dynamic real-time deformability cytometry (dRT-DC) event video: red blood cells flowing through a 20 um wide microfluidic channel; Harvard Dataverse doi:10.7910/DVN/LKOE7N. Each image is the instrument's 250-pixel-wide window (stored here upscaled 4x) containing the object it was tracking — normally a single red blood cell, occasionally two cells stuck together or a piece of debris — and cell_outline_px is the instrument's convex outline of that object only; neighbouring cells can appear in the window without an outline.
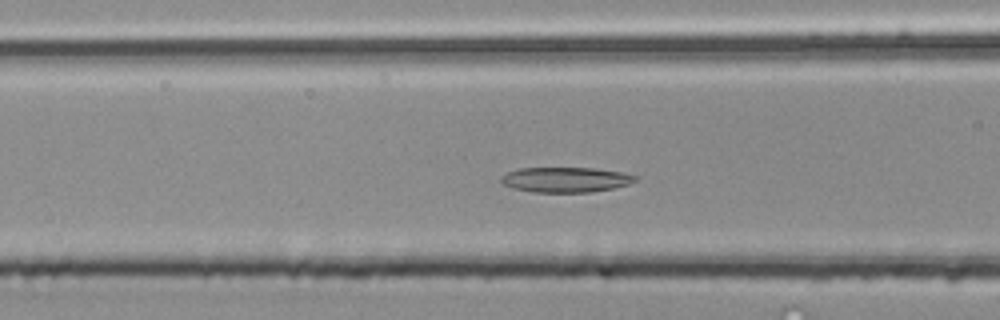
{"species": "common noctule bat (a hibernating species)", "species_latin": "Nyctalus noctula", "temperature_condition": "room temperature", "stored_images_in_passage": 46, "camera_frame_rate_fps": 3000, "um_per_image_px": 0.085, "animal": {"sex": "male", "body_mass_g": 20.4}, "frame": {"image": 1, "passage_image": 15, "time_ms": 4.667, "image_size_px": [1000, 320], "cell_outline_px": [[640, 180], [628, 184], [612, 188], [592, 192], [532, 192], [512, 188], [504, 184], [500, 180], [500, 176], [508, 172], [520, 168], [596, 168], [624, 172], [640, 176]], "centroid_in_image_um": [48.13, 15.27], "position_along_channel_um": 118.5, "area_um2": 19.88}}
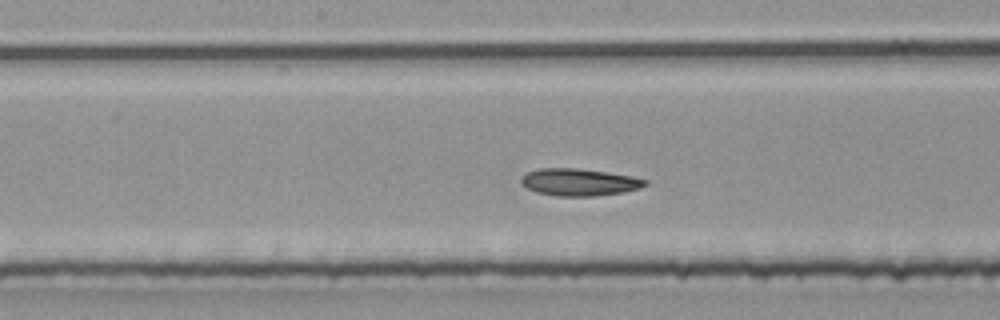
{"frame": {"image": 2, "passage_image": 21, "time_ms": 6.667, "image_size_px": [1000, 320], "cell_outline_px": [[648, 184], [640, 188], [624, 192], [592, 196], [556, 196], [536, 192], [520, 184], [520, 176], [528, 172], [540, 168], [576, 168], [632, 176], [648, 180]], "centroid_in_image_um": [49.21, 15.49], "position_along_channel_um": 199.0, "area_um2": 19.65}}
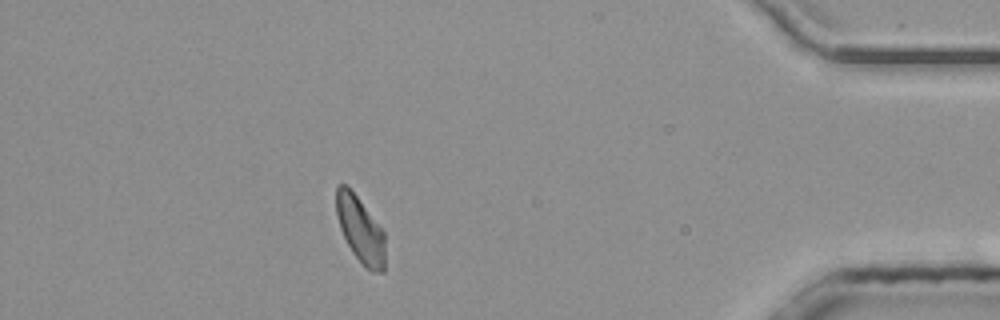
{"frame": {"image": 3, "passage_image": 40, "time_ms": 13.0, "image_size_px": [1000, 320], "cell_outline_px": [[384, 272], [372, 272], [364, 268], [352, 252], [340, 228], [336, 212], [336, 188], [340, 184], [344, 184], [356, 196], [384, 232]], "centroid_in_image_um": [30.62, 19.58], "position_along_channel_um": 404.6, "area_um2": 18.44}, "authors_computed_cell_mechanics": {"area_um2": 19.5364, "velocity_mm_per_s": 4.0281, "shape_relaxation_time_tau1_ms": null, "shape_relaxation_time_tau2_ms": 4.3806, "deformation_change_tau1": null, "deformation_change_tau2": 0.0963}}